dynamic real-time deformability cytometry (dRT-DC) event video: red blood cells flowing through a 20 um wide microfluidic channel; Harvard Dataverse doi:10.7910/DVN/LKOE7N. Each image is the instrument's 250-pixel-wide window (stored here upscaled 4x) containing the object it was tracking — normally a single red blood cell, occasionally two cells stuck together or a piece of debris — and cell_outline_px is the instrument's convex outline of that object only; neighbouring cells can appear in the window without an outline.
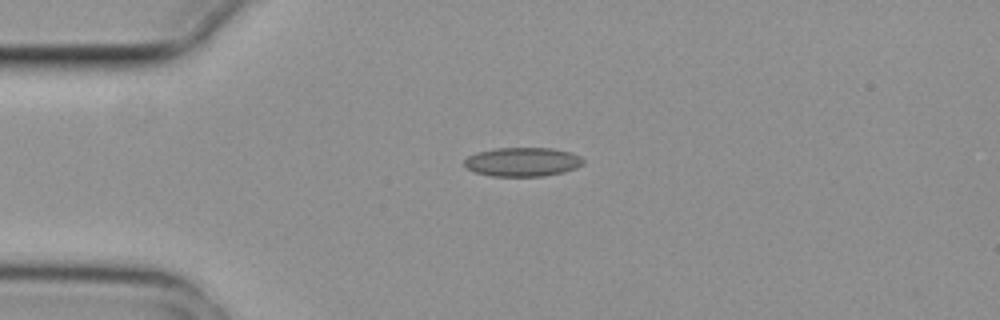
{"species": "common noctule bat (a hibernating species)", "species_latin": "Nyctalus noctula", "temperature_condition": "cold", "stored_images_in_passage": 2, "camera_frame_rate_fps": 3000, "um_per_image_px": 0.085, "animal": {"sex": "female", "body_mass_g": 29.2, "forearm_length_mm": 56.3}, "frame": {"image": 1, "passage_image": 1, "time_ms": 0.0, "image_size_px": [1000, 320], "cell_outline_px": [[584, 164], [576, 168], [564, 172], [544, 176], [492, 176], [476, 172], [468, 168], [464, 164], [464, 160], [468, 156], [476, 152], [496, 148], [552, 148], [572, 152], [580, 156], [584, 160]], "centroid_in_image_um": [44.45, 13.75], "position_along_channel_um": 40.6, "area_um2": 20.17}}